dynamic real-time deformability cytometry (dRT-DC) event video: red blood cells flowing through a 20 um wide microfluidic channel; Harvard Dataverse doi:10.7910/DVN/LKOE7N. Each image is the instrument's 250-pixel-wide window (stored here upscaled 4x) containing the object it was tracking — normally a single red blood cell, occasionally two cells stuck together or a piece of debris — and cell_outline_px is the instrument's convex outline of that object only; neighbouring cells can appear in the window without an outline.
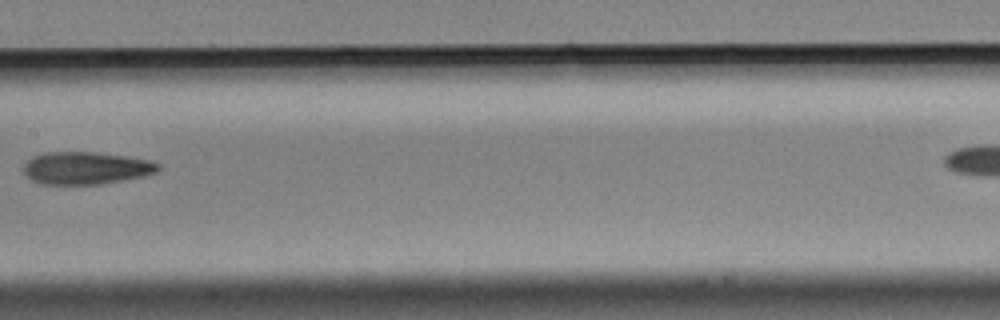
{"species": "Egyptian fruit bat (a non-hibernating species)", "species_latin": "Rousettus aegyptiacus", "temperature_condition": "cold", "stored_images_in_passage": 10, "camera_frame_rate_fps": 3000, "um_per_image_px": 0.085, "animal": {"sex": "male"}, "frame": {"image": 1, "passage_image": 4, "time_ms": 1.0, "image_size_px": [1000, 320], "cell_outline_px": [[160, 168], [156, 172], [144, 176], [100, 184], [40, 184], [24, 176], [24, 164], [32, 156], [44, 152], [96, 152], [128, 156], [148, 160], [160, 164]], "centroid_in_image_um": [7.28, 14.28], "position_along_channel_um": 200.1, "area_um2": 25.61}}
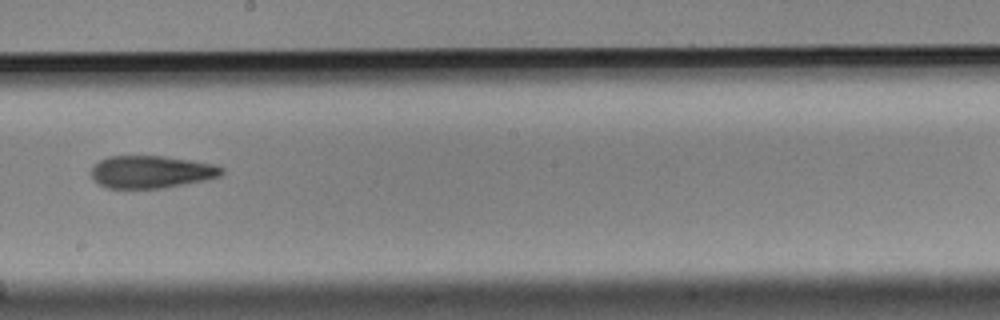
{"frame": {"image": 2, "passage_image": 5, "time_ms": 1.333, "image_size_px": [1000, 320], "cell_outline_px": [[224, 172], [220, 176], [208, 180], [164, 188], [104, 188], [96, 184], [88, 172], [100, 160], [108, 156], [164, 156], [192, 160], [216, 164], [224, 168]], "centroid_in_image_um": [12.86, 14.62], "position_along_channel_um": 235.3, "area_um2": 25.2}}